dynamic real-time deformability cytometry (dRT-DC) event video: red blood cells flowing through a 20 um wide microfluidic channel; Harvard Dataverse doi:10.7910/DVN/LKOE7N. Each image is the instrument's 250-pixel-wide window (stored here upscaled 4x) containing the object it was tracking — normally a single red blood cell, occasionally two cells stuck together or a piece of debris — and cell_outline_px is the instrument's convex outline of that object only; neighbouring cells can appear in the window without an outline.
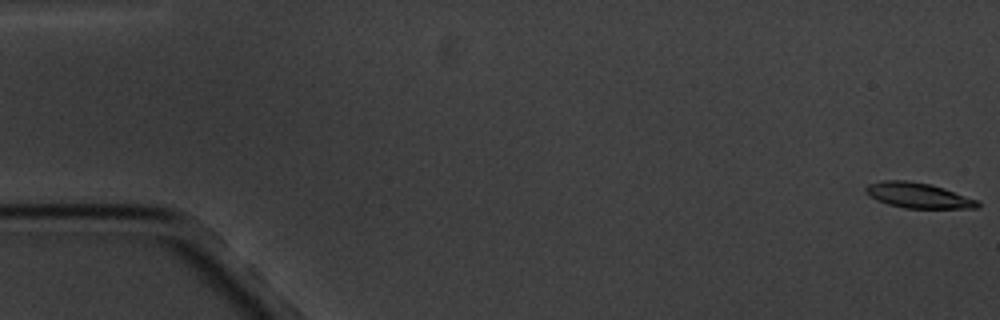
{"species": "common noctule bat (a hibernating species)", "species_latin": "Nyctalus noctula", "temperature_condition": "cold", "stored_images_in_passage": 5, "camera_frame_rate_fps": 3000, "um_per_image_px": 0.085, "animal": {"sex": "male", "body_mass_g": 20.1, "forearm_length_mm": 53.5}, "frame": {"image": 1, "passage_image": 1, "time_ms": 0.0, "image_size_px": [1000, 320], "cell_outline_px": [[980, 208], [904, 208], [888, 204], [876, 200], [868, 196], [864, 192], [864, 188], [868, 184], [884, 180], [904, 180], [932, 184], [944, 188], [976, 200], [980, 204]], "centroid_in_image_um": [77.99, 16.6], "position_along_channel_um": 7.0, "area_um2": 16.53}}